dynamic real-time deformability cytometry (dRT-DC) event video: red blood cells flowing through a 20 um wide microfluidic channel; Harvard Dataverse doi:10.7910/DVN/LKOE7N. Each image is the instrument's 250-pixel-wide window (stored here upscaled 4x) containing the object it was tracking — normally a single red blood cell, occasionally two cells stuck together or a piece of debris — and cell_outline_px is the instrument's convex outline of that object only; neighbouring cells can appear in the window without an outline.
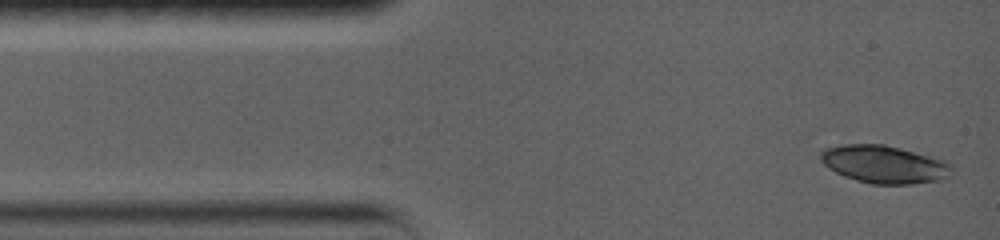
{"species": "common noctule bat (a hibernating species)", "species_latin": "Nyctalus noctula", "temperature_condition": "warm", "stored_images_in_passage": 3, "camera_frame_rate_fps": 5000, "um_per_image_px": 0.085, "animal": {"sex": "female", "body_mass_g": 19.0, "forearm_length_mm": 56.7}, "frame": {"image": 1, "passage_image": 1, "time_ms": 0.0, "image_size_px": [1000, 240], "cell_outline_px": [[952, 172], [948, 176], [936, 180], [912, 184], [872, 184], [856, 180], [844, 176], [828, 168], [820, 160], [820, 152], [824, 148], [844, 144], [884, 144], [932, 156], [944, 160], [952, 168]], "centroid_in_image_um": [75.12, 13.96], "position_along_channel_um": 9.9, "area_um2": 28.78}}